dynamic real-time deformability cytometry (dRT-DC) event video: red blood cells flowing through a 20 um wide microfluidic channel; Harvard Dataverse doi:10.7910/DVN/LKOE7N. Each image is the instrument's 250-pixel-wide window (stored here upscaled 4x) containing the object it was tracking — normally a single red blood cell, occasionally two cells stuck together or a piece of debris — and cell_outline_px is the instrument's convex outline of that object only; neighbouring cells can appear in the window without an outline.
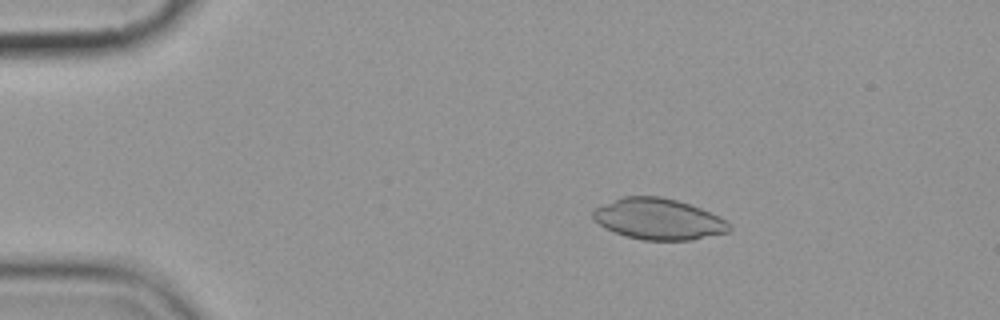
{"species": "common noctule bat (a hibernating species)", "species_latin": "Nyctalus noctula", "temperature_condition": "cold", "stored_images_in_passage": 5, "camera_frame_rate_fps": 3000, "um_per_image_px": 0.085, "animal": {"sex": "female", "body_mass_g": 19.9}, "frame": {"image": 1, "passage_image": 3, "time_ms": 3.0, "image_size_px": [1000, 320], "cell_outline_px": [[732, 228], [728, 232], [692, 240], [644, 240], [624, 236], [604, 228], [592, 216], [592, 212], [596, 208], [624, 196], [660, 196], [676, 200], [700, 208], [724, 220]], "centroid_in_image_um": [55.95, 18.63], "position_along_channel_um": 29.0, "area_um2": 32.19}}